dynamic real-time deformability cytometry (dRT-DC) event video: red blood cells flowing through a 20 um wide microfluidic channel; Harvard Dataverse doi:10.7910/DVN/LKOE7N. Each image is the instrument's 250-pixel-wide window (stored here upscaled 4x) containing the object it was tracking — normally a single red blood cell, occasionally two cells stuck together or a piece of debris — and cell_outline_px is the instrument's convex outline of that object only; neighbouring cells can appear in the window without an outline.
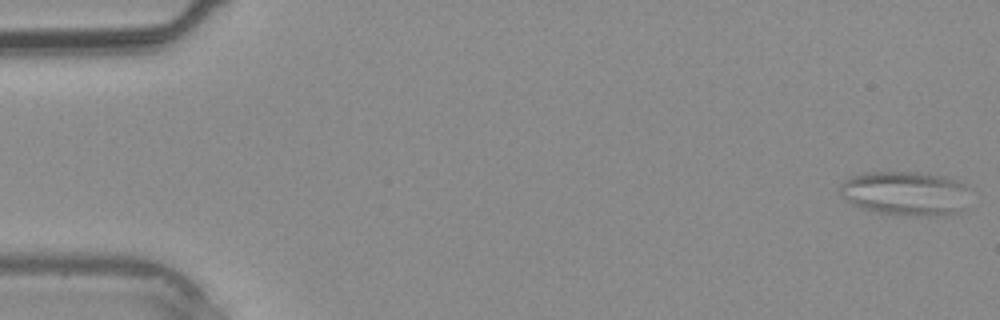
{"species": "common noctule bat (a hibernating species)", "species_latin": "Nyctalus noctula", "temperature_condition": "warm", "stored_images_in_passage": 12, "camera_frame_rate_fps": 3000, "um_per_image_px": 0.085, "animal": {"sex": "male", "body_mass_g": 20.4}, "frame": {"image": 1, "passage_image": 1, "time_ms": 0.0, "image_size_px": [1000, 320], "cell_outline_px": [[964, 188], [956, 212], [932, 216], [912, 216], [876, 212], [860, 208], [844, 200], [836, 192], [840, 184], [848, 176], [864, 172], [916, 172], [944, 176], [964, 184]], "centroid_in_image_um": [76.71, 16.41], "position_along_channel_um": 8.3, "area_um2": 32.95}}